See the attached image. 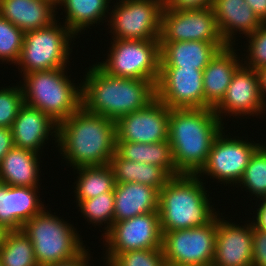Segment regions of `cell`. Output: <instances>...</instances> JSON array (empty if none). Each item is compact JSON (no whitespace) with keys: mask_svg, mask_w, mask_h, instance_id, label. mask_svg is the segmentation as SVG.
Wrapping results in <instances>:
<instances>
[{"mask_svg":"<svg viewBox=\"0 0 266 266\" xmlns=\"http://www.w3.org/2000/svg\"><path fill=\"white\" fill-rule=\"evenodd\" d=\"M212 108L170 109L168 141L179 175H197L225 127Z\"/></svg>","mask_w":266,"mask_h":266,"instance_id":"1","label":"cell"},{"mask_svg":"<svg viewBox=\"0 0 266 266\" xmlns=\"http://www.w3.org/2000/svg\"><path fill=\"white\" fill-rule=\"evenodd\" d=\"M57 143L72 168L108 165L116 150L115 121L81 107L58 124Z\"/></svg>","mask_w":266,"mask_h":266,"instance_id":"2","label":"cell"},{"mask_svg":"<svg viewBox=\"0 0 266 266\" xmlns=\"http://www.w3.org/2000/svg\"><path fill=\"white\" fill-rule=\"evenodd\" d=\"M91 67L82 82V107L89 113L116 122L156 98V84L152 81L111 76L97 63Z\"/></svg>","mask_w":266,"mask_h":266,"instance_id":"3","label":"cell"},{"mask_svg":"<svg viewBox=\"0 0 266 266\" xmlns=\"http://www.w3.org/2000/svg\"><path fill=\"white\" fill-rule=\"evenodd\" d=\"M201 180L197 175H179L159 191L162 232L204 226L219 214L210 205L208 191Z\"/></svg>","mask_w":266,"mask_h":266,"instance_id":"4","label":"cell"},{"mask_svg":"<svg viewBox=\"0 0 266 266\" xmlns=\"http://www.w3.org/2000/svg\"><path fill=\"white\" fill-rule=\"evenodd\" d=\"M66 68L23 75L24 104L48 114L58 124L82 107V84L66 76Z\"/></svg>","mask_w":266,"mask_h":266,"instance_id":"5","label":"cell"},{"mask_svg":"<svg viewBox=\"0 0 266 266\" xmlns=\"http://www.w3.org/2000/svg\"><path fill=\"white\" fill-rule=\"evenodd\" d=\"M21 230L31 240L39 266L72 260L85 250L76 228L46 209L25 222Z\"/></svg>","mask_w":266,"mask_h":266,"instance_id":"6","label":"cell"},{"mask_svg":"<svg viewBox=\"0 0 266 266\" xmlns=\"http://www.w3.org/2000/svg\"><path fill=\"white\" fill-rule=\"evenodd\" d=\"M57 22L56 20L48 27L25 32L22 52L16 64L21 66L22 76L34 71L67 67L72 50L71 40L76 35L65 24Z\"/></svg>","mask_w":266,"mask_h":266,"instance_id":"7","label":"cell"},{"mask_svg":"<svg viewBox=\"0 0 266 266\" xmlns=\"http://www.w3.org/2000/svg\"><path fill=\"white\" fill-rule=\"evenodd\" d=\"M105 61L98 66L115 77L146 79L157 84L160 74V40L112 39Z\"/></svg>","mask_w":266,"mask_h":266,"instance_id":"8","label":"cell"},{"mask_svg":"<svg viewBox=\"0 0 266 266\" xmlns=\"http://www.w3.org/2000/svg\"><path fill=\"white\" fill-rule=\"evenodd\" d=\"M218 216L204 226L162 232V250L166 265H212Z\"/></svg>","mask_w":266,"mask_h":266,"instance_id":"9","label":"cell"},{"mask_svg":"<svg viewBox=\"0 0 266 266\" xmlns=\"http://www.w3.org/2000/svg\"><path fill=\"white\" fill-rule=\"evenodd\" d=\"M108 24L113 39L159 40L163 0H119Z\"/></svg>","mask_w":266,"mask_h":266,"instance_id":"10","label":"cell"},{"mask_svg":"<svg viewBox=\"0 0 266 266\" xmlns=\"http://www.w3.org/2000/svg\"><path fill=\"white\" fill-rule=\"evenodd\" d=\"M102 235L107 249V255L105 254L106 264L117 254L126 251L161 249L163 233L160 226L159 212L153 211L114 222Z\"/></svg>","mask_w":266,"mask_h":266,"instance_id":"11","label":"cell"},{"mask_svg":"<svg viewBox=\"0 0 266 266\" xmlns=\"http://www.w3.org/2000/svg\"><path fill=\"white\" fill-rule=\"evenodd\" d=\"M160 42L206 41L221 49L228 45L223 40L211 7L193 10L163 9Z\"/></svg>","mask_w":266,"mask_h":266,"instance_id":"12","label":"cell"},{"mask_svg":"<svg viewBox=\"0 0 266 266\" xmlns=\"http://www.w3.org/2000/svg\"><path fill=\"white\" fill-rule=\"evenodd\" d=\"M227 136L223 129L216 136L206 164L197 176L201 177V175L206 174L217 179L218 182L226 184V186L233 183L236 187L252 154L261 144L253 143L252 141L250 143L248 140H241L235 137L234 139L229 136L227 138Z\"/></svg>","mask_w":266,"mask_h":266,"instance_id":"13","label":"cell"},{"mask_svg":"<svg viewBox=\"0 0 266 266\" xmlns=\"http://www.w3.org/2000/svg\"><path fill=\"white\" fill-rule=\"evenodd\" d=\"M156 97L170 109L205 108L203 70L160 67Z\"/></svg>","mask_w":266,"mask_h":266,"instance_id":"14","label":"cell"},{"mask_svg":"<svg viewBox=\"0 0 266 266\" xmlns=\"http://www.w3.org/2000/svg\"><path fill=\"white\" fill-rule=\"evenodd\" d=\"M170 108L157 97L146 107L118 119L116 141L156 143L168 140Z\"/></svg>","mask_w":266,"mask_h":266,"instance_id":"15","label":"cell"},{"mask_svg":"<svg viewBox=\"0 0 266 266\" xmlns=\"http://www.w3.org/2000/svg\"><path fill=\"white\" fill-rule=\"evenodd\" d=\"M265 109L257 72L242 64L234 72L222 101L213 110L222 122L224 115H231L233 118L237 115L238 118L246 115L258 116L264 113Z\"/></svg>","mask_w":266,"mask_h":266,"instance_id":"16","label":"cell"},{"mask_svg":"<svg viewBox=\"0 0 266 266\" xmlns=\"http://www.w3.org/2000/svg\"><path fill=\"white\" fill-rule=\"evenodd\" d=\"M248 222L239 226L218 217L213 265L252 266L253 223Z\"/></svg>","mask_w":266,"mask_h":266,"instance_id":"17","label":"cell"},{"mask_svg":"<svg viewBox=\"0 0 266 266\" xmlns=\"http://www.w3.org/2000/svg\"><path fill=\"white\" fill-rule=\"evenodd\" d=\"M38 187L9 186L0 183V223L8 229L21 230L23 224L45 207Z\"/></svg>","mask_w":266,"mask_h":266,"instance_id":"18","label":"cell"},{"mask_svg":"<svg viewBox=\"0 0 266 266\" xmlns=\"http://www.w3.org/2000/svg\"><path fill=\"white\" fill-rule=\"evenodd\" d=\"M11 131L15 147L39 154L50 135L55 137L57 143L58 123L41 110L24 104L19 109Z\"/></svg>","mask_w":266,"mask_h":266,"instance_id":"19","label":"cell"},{"mask_svg":"<svg viewBox=\"0 0 266 266\" xmlns=\"http://www.w3.org/2000/svg\"><path fill=\"white\" fill-rule=\"evenodd\" d=\"M233 46L228 45L221 49L210 60L203 70V88L205 97V108L214 109L223 99L234 72L245 60L235 52Z\"/></svg>","mask_w":266,"mask_h":266,"instance_id":"20","label":"cell"},{"mask_svg":"<svg viewBox=\"0 0 266 266\" xmlns=\"http://www.w3.org/2000/svg\"><path fill=\"white\" fill-rule=\"evenodd\" d=\"M211 8L220 34L230 46L236 45L238 32L246 37L263 24L245 0H213Z\"/></svg>","mask_w":266,"mask_h":266,"instance_id":"21","label":"cell"},{"mask_svg":"<svg viewBox=\"0 0 266 266\" xmlns=\"http://www.w3.org/2000/svg\"><path fill=\"white\" fill-rule=\"evenodd\" d=\"M159 210V191L141 183H116L114 222Z\"/></svg>","mask_w":266,"mask_h":266,"instance_id":"22","label":"cell"},{"mask_svg":"<svg viewBox=\"0 0 266 266\" xmlns=\"http://www.w3.org/2000/svg\"><path fill=\"white\" fill-rule=\"evenodd\" d=\"M221 48L206 41L160 42V67L204 70Z\"/></svg>","mask_w":266,"mask_h":266,"instance_id":"23","label":"cell"},{"mask_svg":"<svg viewBox=\"0 0 266 266\" xmlns=\"http://www.w3.org/2000/svg\"><path fill=\"white\" fill-rule=\"evenodd\" d=\"M55 9L45 0H0V14L24 33L50 26Z\"/></svg>","mask_w":266,"mask_h":266,"instance_id":"24","label":"cell"},{"mask_svg":"<svg viewBox=\"0 0 266 266\" xmlns=\"http://www.w3.org/2000/svg\"><path fill=\"white\" fill-rule=\"evenodd\" d=\"M39 156L38 153L14 146L0 162V183L9 186L40 187Z\"/></svg>","mask_w":266,"mask_h":266,"instance_id":"25","label":"cell"},{"mask_svg":"<svg viewBox=\"0 0 266 266\" xmlns=\"http://www.w3.org/2000/svg\"><path fill=\"white\" fill-rule=\"evenodd\" d=\"M115 153L121 158L161 167L171 177L179 176L173 163L171 145L168 140L156 143L116 141Z\"/></svg>","mask_w":266,"mask_h":266,"instance_id":"26","label":"cell"},{"mask_svg":"<svg viewBox=\"0 0 266 266\" xmlns=\"http://www.w3.org/2000/svg\"><path fill=\"white\" fill-rule=\"evenodd\" d=\"M111 166L116 183H141L160 191L172 178L163 168L148 163H138L119 157H111Z\"/></svg>","mask_w":266,"mask_h":266,"instance_id":"27","label":"cell"},{"mask_svg":"<svg viewBox=\"0 0 266 266\" xmlns=\"http://www.w3.org/2000/svg\"><path fill=\"white\" fill-rule=\"evenodd\" d=\"M112 0H62L58 5L66 13L65 25L75 34L108 18ZM108 13V14H106Z\"/></svg>","mask_w":266,"mask_h":266,"instance_id":"28","label":"cell"},{"mask_svg":"<svg viewBox=\"0 0 266 266\" xmlns=\"http://www.w3.org/2000/svg\"><path fill=\"white\" fill-rule=\"evenodd\" d=\"M79 173L76 181V202L114 191L115 178L111 166H82L74 168Z\"/></svg>","mask_w":266,"mask_h":266,"instance_id":"29","label":"cell"},{"mask_svg":"<svg viewBox=\"0 0 266 266\" xmlns=\"http://www.w3.org/2000/svg\"><path fill=\"white\" fill-rule=\"evenodd\" d=\"M0 262L2 266H39L32 242L22 230H12L8 233L0 248Z\"/></svg>","mask_w":266,"mask_h":266,"instance_id":"30","label":"cell"},{"mask_svg":"<svg viewBox=\"0 0 266 266\" xmlns=\"http://www.w3.org/2000/svg\"><path fill=\"white\" fill-rule=\"evenodd\" d=\"M246 188L258 199L266 197V145L262 144L252 154L238 186Z\"/></svg>","mask_w":266,"mask_h":266,"instance_id":"31","label":"cell"},{"mask_svg":"<svg viewBox=\"0 0 266 266\" xmlns=\"http://www.w3.org/2000/svg\"><path fill=\"white\" fill-rule=\"evenodd\" d=\"M81 209V213L84 215L85 220L99 226L105 225L107 231L114 223V191L101 193L100 195L89 198L87 200H81L78 205Z\"/></svg>","mask_w":266,"mask_h":266,"instance_id":"32","label":"cell"},{"mask_svg":"<svg viewBox=\"0 0 266 266\" xmlns=\"http://www.w3.org/2000/svg\"><path fill=\"white\" fill-rule=\"evenodd\" d=\"M24 32L0 14V60L17 64L19 61Z\"/></svg>","mask_w":266,"mask_h":266,"instance_id":"33","label":"cell"},{"mask_svg":"<svg viewBox=\"0 0 266 266\" xmlns=\"http://www.w3.org/2000/svg\"><path fill=\"white\" fill-rule=\"evenodd\" d=\"M107 266H167L161 249L131 250L117 254Z\"/></svg>","mask_w":266,"mask_h":266,"instance_id":"34","label":"cell"},{"mask_svg":"<svg viewBox=\"0 0 266 266\" xmlns=\"http://www.w3.org/2000/svg\"><path fill=\"white\" fill-rule=\"evenodd\" d=\"M0 89V127L11 128L19 109L24 105L21 86Z\"/></svg>","mask_w":266,"mask_h":266,"instance_id":"35","label":"cell"},{"mask_svg":"<svg viewBox=\"0 0 266 266\" xmlns=\"http://www.w3.org/2000/svg\"><path fill=\"white\" fill-rule=\"evenodd\" d=\"M248 44V56L243 64L252 70H259L266 66V23H263L252 34L246 36Z\"/></svg>","mask_w":266,"mask_h":266,"instance_id":"36","label":"cell"},{"mask_svg":"<svg viewBox=\"0 0 266 266\" xmlns=\"http://www.w3.org/2000/svg\"><path fill=\"white\" fill-rule=\"evenodd\" d=\"M252 266H266V232L254 226Z\"/></svg>","mask_w":266,"mask_h":266,"instance_id":"37","label":"cell"},{"mask_svg":"<svg viewBox=\"0 0 266 266\" xmlns=\"http://www.w3.org/2000/svg\"><path fill=\"white\" fill-rule=\"evenodd\" d=\"M165 9L193 10L211 7L213 0H163Z\"/></svg>","mask_w":266,"mask_h":266,"instance_id":"38","label":"cell"},{"mask_svg":"<svg viewBox=\"0 0 266 266\" xmlns=\"http://www.w3.org/2000/svg\"><path fill=\"white\" fill-rule=\"evenodd\" d=\"M14 147L11 128L0 127V162L6 153Z\"/></svg>","mask_w":266,"mask_h":266,"instance_id":"39","label":"cell"},{"mask_svg":"<svg viewBox=\"0 0 266 266\" xmlns=\"http://www.w3.org/2000/svg\"><path fill=\"white\" fill-rule=\"evenodd\" d=\"M260 204L258 205L259 208L256 210L257 216L256 220L251 221L253 223V226L261 231L266 232V197L259 199Z\"/></svg>","mask_w":266,"mask_h":266,"instance_id":"40","label":"cell"},{"mask_svg":"<svg viewBox=\"0 0 266 266\" xmlns=\"http://www.w3.org/2000/svg\"><path fill=\"white\" fill-rule=\"evenodd\" d=\"M85 249L78 257L61 263H52L44 266H90V253Z\"/></svg>","mask_w":266,"mask_h":266,"instance_id":"41","label":"cell"},{"mask_svg":"<svg viewBox=\"0 0 266 266\" xmlns=\"http://www.w3.org/2000/svg\"><path fill=\"white\" fill-rule=\"evenodd\" d=\"M262 23H266V0H245Z\"/></svg>","mask_w":266,"mask_h":266,"instance_id":"42","label":"cell"},{"mask_svg":"<svg viewBox=\"0 0 266 266\" xmlns=\"http://www.w3.org/2000/svg\"><path fill=\"white\" fill-rule=\"evenodd\" d=\"M256 72L259 78L260 94H261L264 106L266 107V66L260 68Z\"/></svg>","mask_w":266,"mask_h":266,"instance_id":"43","label":"cell"},{"mask_svg":"<svg viewBox=\"0 0 266 266\" xmlns=\"http://www.w3.org/2000/svg\"><path fill=\"white\" fill-rule=\"evenodd\" d=\"M10 231H11L10 229H8L5 225L0 223V248L5 243V239Z\"/></svg>","mask_w":266,"mask_h":266,"instance_id":"44","label":"cell"},{"mask_svg":"<svg viewBox=\"0 0 266 266\" xmlns=\"http://www.w3.org/2000/svg\"><path fill=\"white\" fill-rule=\"evenodd\" d=\"M45 1H48L56 8V6H58L62 0H45Z\"/></svg>","mask_w":266,"mask_h":266,"instance_id":"45","label":"cell"}]
</instances>
